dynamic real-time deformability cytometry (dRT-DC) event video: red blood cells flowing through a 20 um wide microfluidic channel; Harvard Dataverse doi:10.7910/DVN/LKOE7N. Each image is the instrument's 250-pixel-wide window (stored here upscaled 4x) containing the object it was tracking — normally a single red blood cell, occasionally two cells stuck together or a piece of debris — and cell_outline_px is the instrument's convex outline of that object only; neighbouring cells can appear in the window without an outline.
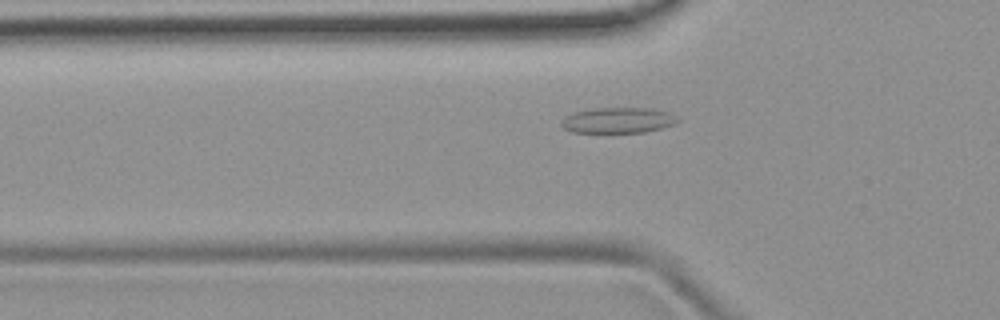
{"species": "common noctule bat (a hibernating species)", "species_latin": "Nyctalus noctula", "temperature_condition": "room temperature", "stored_images_in_passage": 38, "camera_frame_rate_fps": 3000, "um_per_image_px": 0.085, "animal": {"sex": "female", "body_mass_g": 19.9}, "frame": {"image": 1, "passage_image": 4, "time_ms": 1.0, "image_size_px": [1000, 320], "cell_outline_px": [[680, 120], [676, 124], [644, 132], [572, 132], [564, 128], [560, 124], [560, 120], [564, 116], [576, 112], [596, 108], [652, 108], [668, 112], [676, 116]], "centroid_in_image_um": [52.54, 10.22], "position_along_channel_um": 73.3, "area_um2": 17.34}}
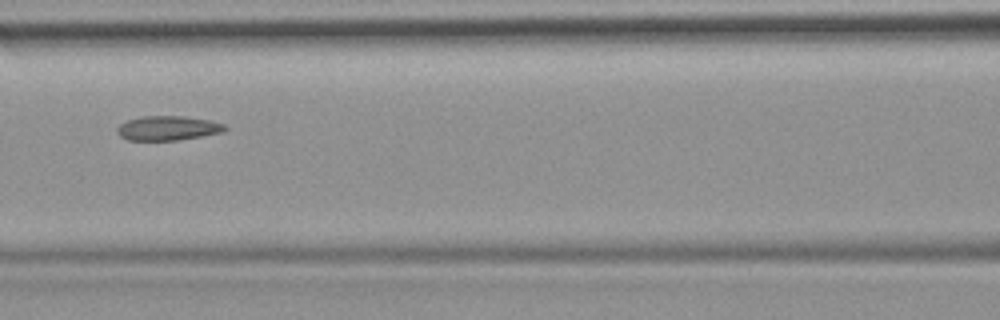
{"frame": {"image": 2, "passage_image": 10, "time_ms": 3.0, "image_size_px": [1000, 320], "cell_outline_px": [[228, 128], [224, 132], [176, 140], [128, 140], [120, 136], [116, 132], [116, 128], [120, 124], [128, 120], [140, 116], [184, 116], [208, 120], [224, 124]], "centroid_in_image_um": [14.24, 10.89], "position_along_channel_um": 152.4, "area_um2": 15.32}}
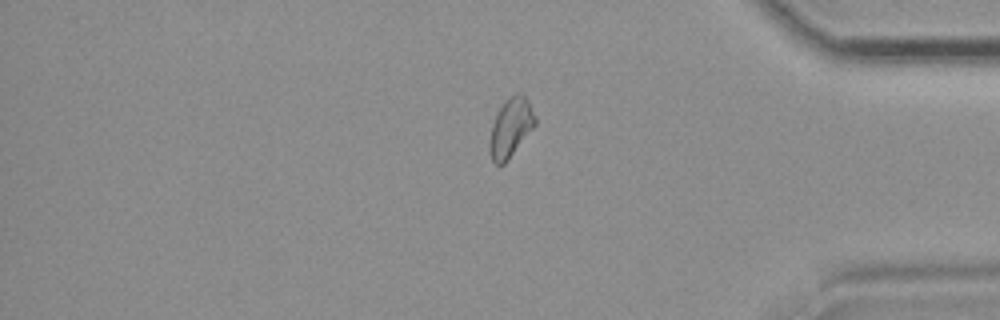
{"frame": {"image": 3, "passage_image": 30, "time_ms": 9.667, "image_size_px": [1000, 320], "cell_outline_px": [[536, 124], [508, 160], [504, 164], [496, 164], [492, 160], [488, 148], [488, 144], [492, 124], [500, 108], [516, 92], [520, 92], [528, 100], [536, 116]], "centroid_in_image_um": [43.41, 10.87], "position_along_channel_um": 391.8, "area_um2": 15.43}, "authors_computed_cell_mechanics": {"area_um2": 15.606, "velocity_mm_per_s": 3.9321, "shape_relaxation_time_tau1_ms": null, "shape_relaxation_time_tau2_ms": 1.9236, "deformation_change_tau1": null, "deformation_change_tau2": 0.0932}}